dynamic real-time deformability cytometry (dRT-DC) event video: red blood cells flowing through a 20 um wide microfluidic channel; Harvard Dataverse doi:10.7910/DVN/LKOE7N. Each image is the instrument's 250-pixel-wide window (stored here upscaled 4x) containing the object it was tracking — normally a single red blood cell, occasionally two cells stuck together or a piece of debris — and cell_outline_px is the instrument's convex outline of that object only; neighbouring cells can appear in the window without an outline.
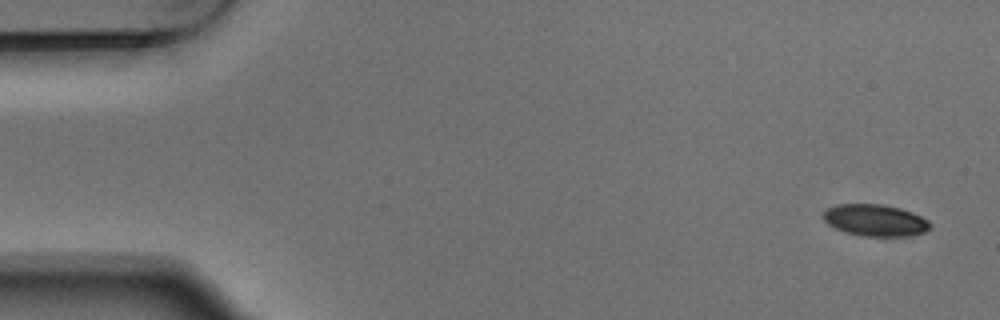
{"species": "Egyptian fruit bat (a non-hibernating species)", "species_latin": "Rousettus aegyptiacus", "temperature_condition": "warm", "stored_images_in_passage": 7, "camera_frame_rate_fps": 3000, "um_per_image_px": 0.085, "animal": {"sex": "male"}, "frame": {"image": 1, "passage_image": 1, "time_ms": 0.0, "image_size_px": [1000, 320], "cell_outline_px": [[932, 224], [924, 232], [908, 236], [864, 236], [844, 232], [828, 224], [824, 220], [824, 212], [828, 208], [836, 204], [884, 204], [900, 208], [912, 212], [928, 220]], "centroid_in_image_um": [74.39, 18.72], "position_along_channel_um": 10.6, "area_um2": 19.71}}
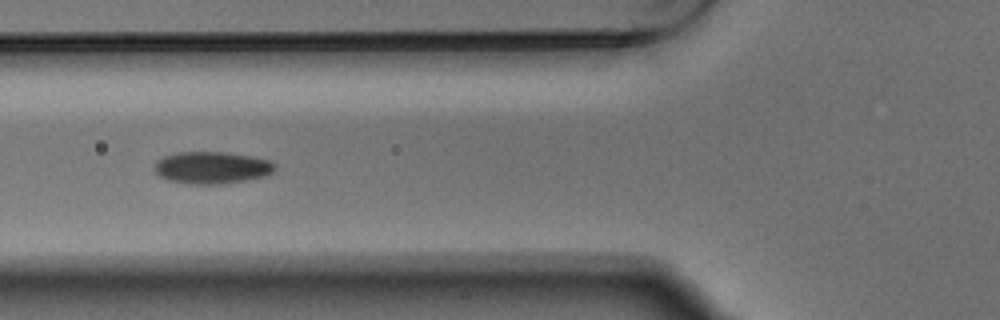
{"frame": {"image": 2, "passage_image": 6, "time_ms": 1.667, "image_size_px": [1000, 320], "cell_outline_px": [[276, 168], [272, 172], [264, 176], [248, 180], [224, 184], [188, 184], [168, 180], [160, 176], [152, 168], [156, 160], [164, 156], [180, 152], [224, 152], [252, 156], [272, 160], [276, 164]], "centroid_in_image_um": [18.02, 14.25], "position_along_channel_um": 107.8, "area_um2": 22.83}}
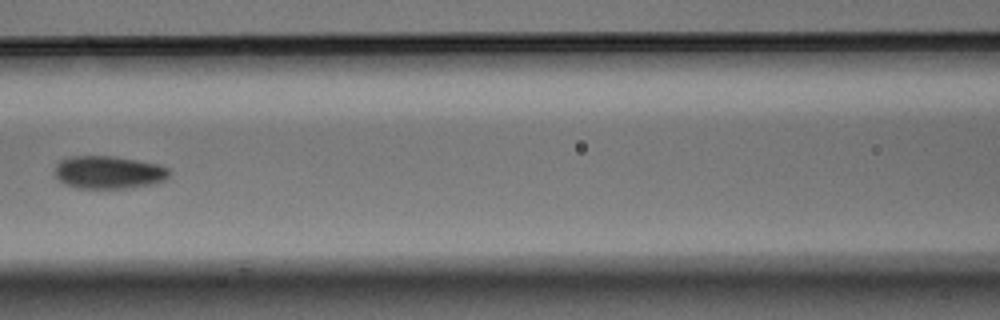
{"frame": {"image": 3, "passage_image": 7, "time_ms": 2.0, "image_size_px": [1000, 320], "cell_outline_px": [[172, 172], [168, 180], [152, 184], [128, 188], [76, 188], [64, 184], [56, 176], [56, 164], [60, 160], [72, 156], [116, 156], [160, 164], [168, 168]], "centroid_in_image_um": [9.3, 14.64], "position_along_channel_um": 157.3, "area_um2": 22.2}}